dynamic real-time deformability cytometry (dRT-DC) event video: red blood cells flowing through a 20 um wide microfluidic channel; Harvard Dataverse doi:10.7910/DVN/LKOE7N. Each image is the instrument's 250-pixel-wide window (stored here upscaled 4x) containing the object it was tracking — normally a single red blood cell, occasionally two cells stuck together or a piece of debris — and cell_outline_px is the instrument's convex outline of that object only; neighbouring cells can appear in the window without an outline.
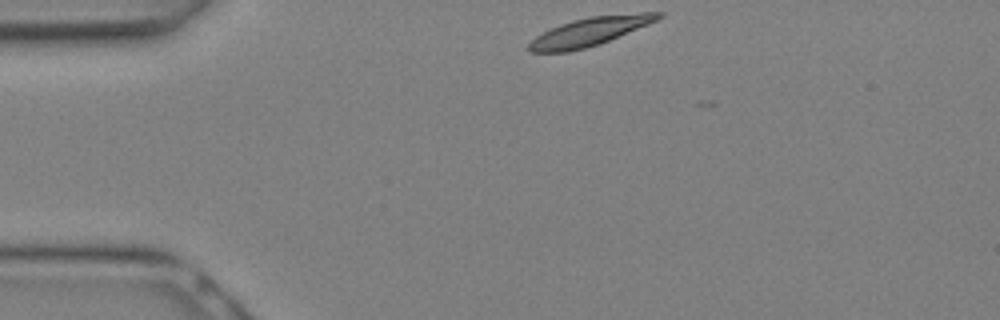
{"species": "Egyptian fruit bat (a non-hibernating species)", "species_latin": "Rousettus aegyptiacus", "temperature_condition": "warm", "stored_images_in_passage": 5, "camera_frame_rate_fps": 3000, "um_per_image_px": 0.085, "animal": {"sex": "female"}, "frame": {"image": 1, "passage_image": 1, "time_ms": 0.0, "image_size_px": [1000, 320], "cell_outline_px": [[664, 16], [648, 24], [600, 44], [568, 52], [528, 52], [524, 48], [536, 36], [560, 24], [572, 20], [588, 16], [640, 12], [664, 12]], "centroid_in_image_um": [50.11, 2.68], "position_along_channel_um": 34.9, "area_um2": 21.5}}